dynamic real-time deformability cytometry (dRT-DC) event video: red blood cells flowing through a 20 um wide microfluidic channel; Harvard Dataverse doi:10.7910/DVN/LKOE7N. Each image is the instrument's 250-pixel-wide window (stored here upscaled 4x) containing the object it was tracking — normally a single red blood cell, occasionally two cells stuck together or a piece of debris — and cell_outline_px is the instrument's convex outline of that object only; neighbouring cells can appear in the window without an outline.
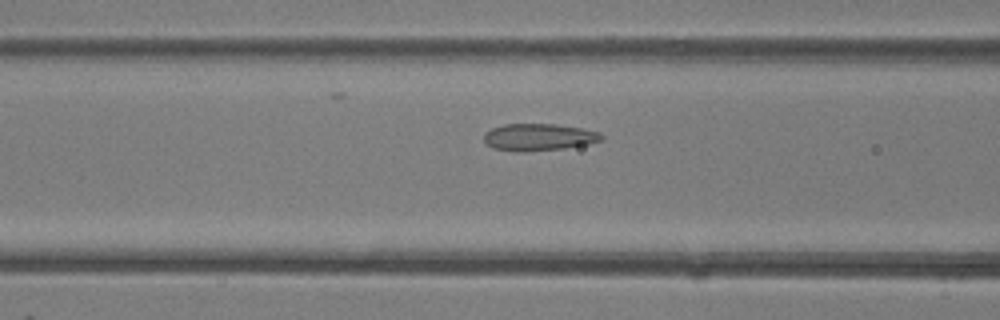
{"species": "common noctule bat (a hibernating species)", "species_latin": "Nyctalus noctula", "temperature_condition": "room temperature", "stored_images_in_passage": 40, "camera_frame_rate_fps": 3000, "um_per_image_px": 0.085, "animal": {"sex": "female"}, "frame": {"image": 1, "passage_image": 16, "time_ms": 5.0, "image_size_px": [1000, 320], "cell_outline_px": [[604, 140], [588, 144], [564, 148], [524, 152], [516, 152], [492, 148], [484, 144], [484, 132], [492, 128], [504, 124], [556, 124], [584, 128], [600, 132], [604, 136]], "centroid_in_image_um": [45.79, 11.66], "position_along_channel_um": 120.8, "area_um2": 18.9}}
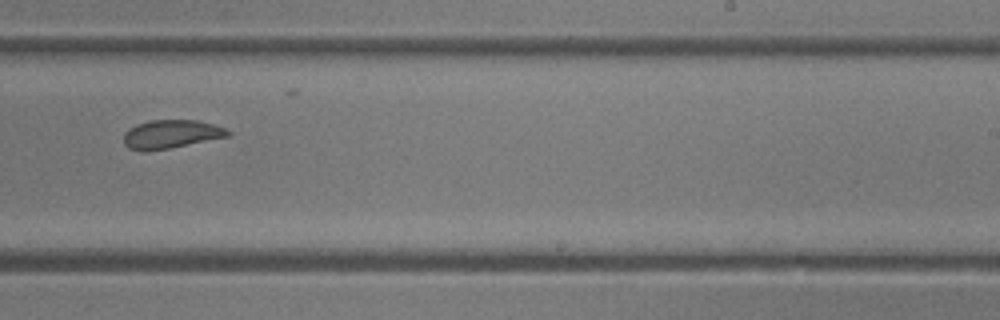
{"frame": {"image": 2, "passage_image": 25, "time_ms": 8.0, "image_size_px": [1000, 320], "cell_outline_px": [[232, 132], [228, 136], [168, 148], [144, 152], [140, 152], [128, 148], [124, 144], [124, 132], [128, 128], [136, 124], [152, 120], [200, 120], [224, 128]], "centroid_in_image_um": [14.48, 11.4], "position_along_channel_um": 274.5, "area_um2": 17.28}}
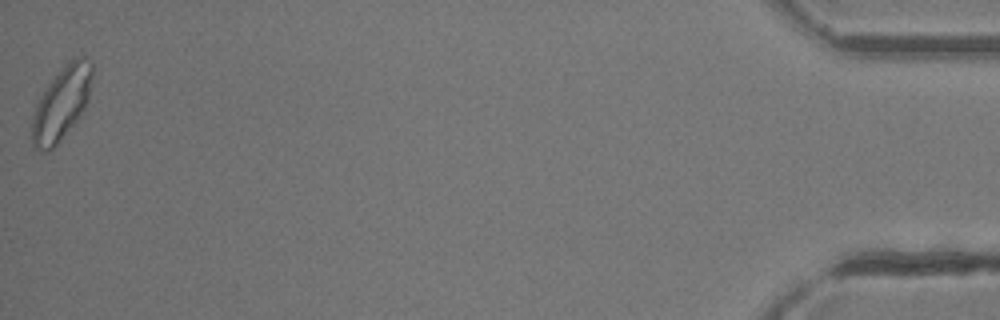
{"frame": {"image": 3, "passage_image": 40, "time_ms": 13.0, "image_size_px": [1000, 320], "cell_outline_px": [[92, 76], [88, 100], [84, 108], [76, 120], [60, 140], [48, 152], [40, 152], [32, 144], [32, 116], [36, 104], [48, 84], [68, 60], [76, 56], [80, 56], [92, 60]], "centroid_in_image_um": [5.23, 8.77], "position_along_channel_um": 430.0, "area_um2": 25.43}}